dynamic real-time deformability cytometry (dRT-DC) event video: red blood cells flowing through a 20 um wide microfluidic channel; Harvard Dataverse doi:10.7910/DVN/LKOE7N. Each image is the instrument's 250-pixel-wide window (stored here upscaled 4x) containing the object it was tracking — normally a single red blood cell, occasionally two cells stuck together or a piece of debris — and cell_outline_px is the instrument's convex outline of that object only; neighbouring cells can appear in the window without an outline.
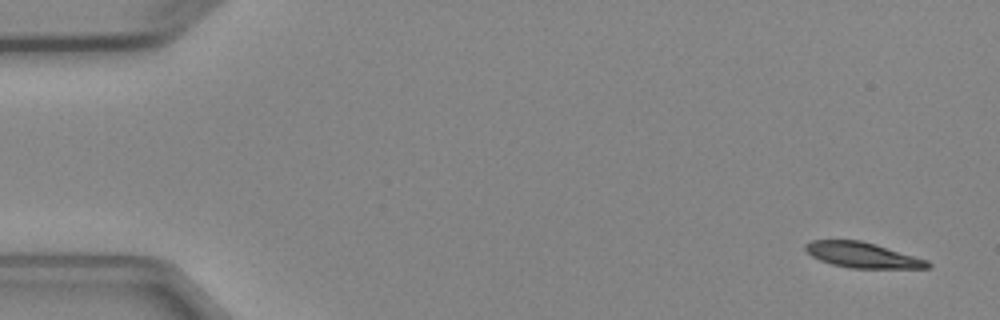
{"species": "Egyptian fruit bat (a non-hibernating species)", "species_latin": "Rousettus aegyptiacus", "temperature_condition": "cold", "stored_images_in_passage": 7, "camera_frame_rate_fps": 3000, "um_per_image_px": 0.085, "animal": {"sex": "female"}, "frame": {"image": 1, "passage_image": 1, "time_ms": 0.0, "image_size_px": [1000, 320], "cell_outline_px": [[932, 268], [848, 268], [832, 264], [820, 260], [812, 256], [804, 248], [804, 244], [812, 240], [860, 240], [876, 244], [928, 260], [932, 264]], "centroid_in_image_um": [73.33, 21.68], "position_along_channel_um": 11.7, "area_um2": 18.15}}
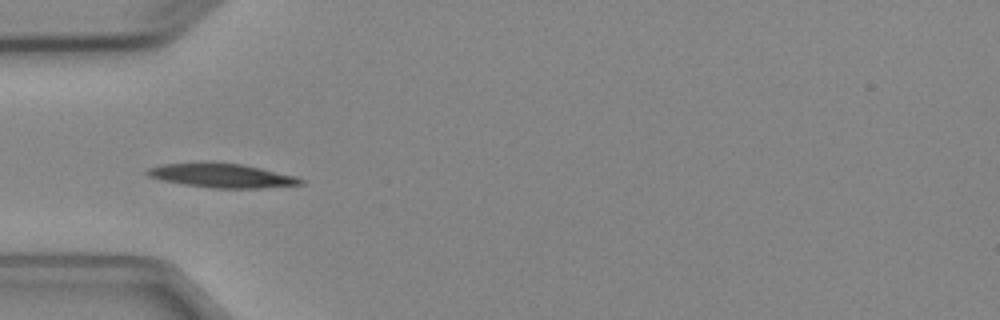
{"frame": {"image": 2, "passage_image": 5, "time_ms": 4.667, "image_size_px": [1000, 320], "cell_outline_px": [[304, 184], [260, 188], [212, 188], [184, 184], [160, 180], [148, 176], [144, 172], [148, 168], [160, 164], [200, 160], [208, 160], [240, 164], [260, 168], [296, 176], [304, 180]], "centroid_in_image_um": [18.76, 14.89], "position_along_channel_um": 66.2, "area_um2": 22.14}}